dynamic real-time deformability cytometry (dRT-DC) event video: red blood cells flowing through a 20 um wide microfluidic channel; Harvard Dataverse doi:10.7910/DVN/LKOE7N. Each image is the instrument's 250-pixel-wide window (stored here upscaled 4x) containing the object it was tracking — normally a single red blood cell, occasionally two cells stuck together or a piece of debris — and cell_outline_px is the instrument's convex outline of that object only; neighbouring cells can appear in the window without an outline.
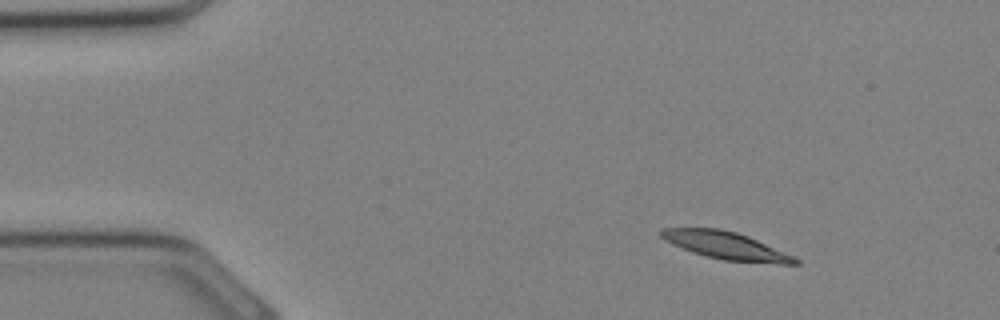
{"species": "Egyptian fruit bat (a non-hibernating species)", "species_latin": "Rousettus aegyptiacus", "temperature_condition": "cold", "stored_images_in_passage": 29, "camera_frame_rate_fps": 3000, "um_per_image_px": 0.085, "animal": {"sex": "female"}, "frame": {"image": 1, "passage_image": 1, "time_ms": 0.0, "image_size_px": [1000, 320], "cell_outline_px": [[800, 264], [780, 264], [724, 260], [704, 256], [692, 252], [672, 244], [664, 240], [660, 236], [660, 228], [720, 228], [736, 232], [748, 236], [796, 256], [800, 260]], "centroid_in_image_um": [61.74, 20.88], "position_along_channel_um": 23.3, "area_um2": 21.68}}
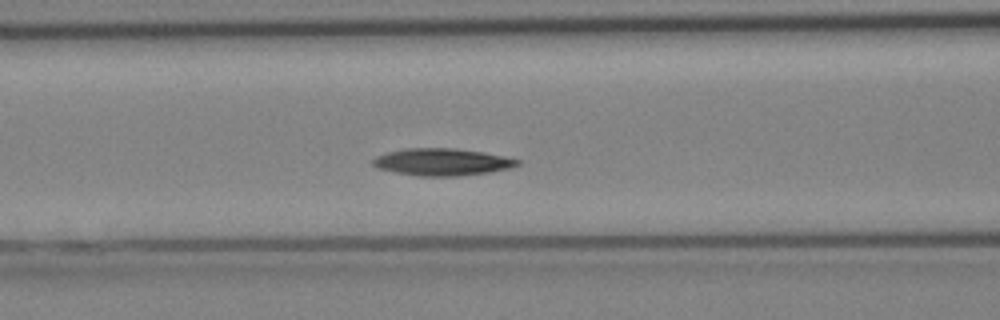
{"frame": {"image": 2, "passage_image": 10, "time_ms": 3.0, "image_size_px": [1000, 320], "cell_outline_px": [[520, 164], [512, 168], [492, 172], [460, 176], [420, 176], [396, 172], [380, 168], [372, 164], [372, 160], [376, 156], [388, 152], [404, 148], [456, 148], [484, 152], [520, 160]], "centroid_in_image_um": [37.62, 13.77], "position_along_channel_um": 129.0, "area_um2": 22.89}}
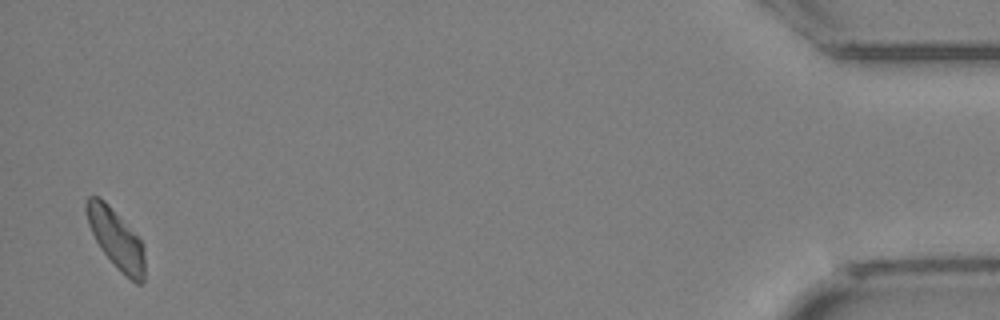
{"frame": {"image": 3, "passage_image": 29, "time_ms": 9.333, "image_size_px": [1000, 320], "cell_outline_px": [[144, 284], [136, 284], [120, 272], [116, 268], [100, 248], [88, 224], [84, 208], [84, 200], [88, 196], [96, 196], [104, 200], [108, 204], [140, 240], [144, 248]], "centroid_in_image_um": [9.84, 20.32], "position_along_channel_um": 425.4, "area_um2": 20.17}}